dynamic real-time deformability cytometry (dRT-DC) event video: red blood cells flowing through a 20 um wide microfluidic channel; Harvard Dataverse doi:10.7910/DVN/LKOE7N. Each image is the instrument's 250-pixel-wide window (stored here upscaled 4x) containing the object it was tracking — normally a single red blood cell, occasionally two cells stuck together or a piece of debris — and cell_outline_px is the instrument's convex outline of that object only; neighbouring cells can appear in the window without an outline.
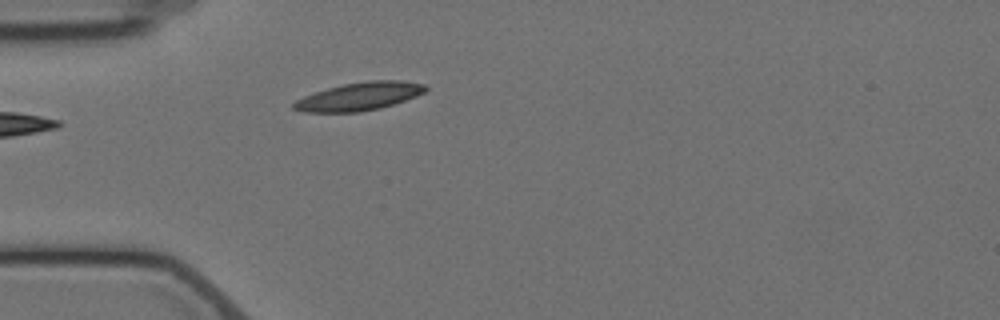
{"species": "Egyptian fruit bat (a non-hibernating species)", "species_latin": "Rousettus aegyptiacus", "temperature_condition": "cold", "stored_images_in_passage": 3, "camera_frame_rate_fps": 3000, "um_per_image_px": 0.085, "animal": {"sex": "female"}, "frame": {"image": 1, "passage_image": 3, "time_ms": 2.333, "image_size_px": [1000, 320], "cell_outline_px": [[428, 88], [424, 92], [416, 96], [380, 108], [360, 112], [304, 112], [292, 108], [292, 104], [296, 100], [304, 96], [328, 88], [344, 84], [368, 80], [400, 80], [424, 84]], "centroid_in_image_um": [30.53, 8.19], "position_along_channel_um": 54.5, "area_um2": 21.39}}